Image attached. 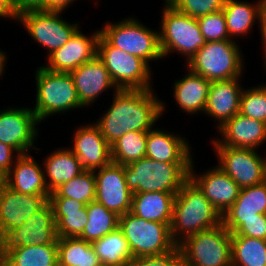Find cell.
<instances>
[{"label": "cell", "mask_w": 266, "mask_h": 266, "mask_svg": "<svg viewBox=\"0 0 266 266\" xmlns=\"http://www.w3.org/2000/svg\"><path fill=\"white\" fill-rule=\"evenodd\" d=\"M86 208L88 222L79 236L80 239L92 243L119 227V216L104 205L93 201Z\"/></svg>", "instance_id": "34"}, {"label": "cell", "mask_w": 266, "mask_h": 266, "mask_svg": "<svg viewBox=\"0 0 266 266\" xmlns=\"http://www.w3.org/2000/svg\"><path fill=\"white\" fill-rule=\"evenodd\" d=\"M193 160L190 166L189 178L203 192L213 207L223 216L236 201L239 186L218 166L205 171L204 174L194 175Z\"/></svg>", "instance_id": "18"}, {"label": "cell", "mask_w": 266, "mask_h": 266, "mask_svg": "<svg viewBox=\"0 0 266 266\" xmlns=\"http://www.w3.org/2000/svg\"><path fill=\"white\" fill-rule=\"evenodd\" d=\"M153 89H118L106 113L95 122L106 141L112 145L132 131H149L165 110Z\"/></svg>", "instance_id": "1"}, {"label": "cell", "mask_w": 266, "mask_h": 266, "mask_svg": "<svg viewBox=\"0 0 266 266\" xmlns=\"http://www.w3.org/2000/svg\"><path fill=\"white\" fill-rule=\"evenodd\" d=\"M177 246L185 266H232L231 233L223 223L188 236Z\"/></svg>", "instance_id": "6"}, {"label": "cell", "mask_w": 266, "mask_h": 266, "mask_svg": "<svg viewBox=\"0 0 266 266\" xmlns=\"http://www.w3.org/2000/svg\"><path fill=\"white\" fill-rule=\"evenodd\" d=\"M218 167L223 170L240 189L258 185L265 181L266 158L255 149L214 146Z\"/></svg>", "instance_id": "12"}, {"label": "cell", "mask_w": 266, "mask_h": 266, "mask_svg": "<svg viewBox=\"0 0 266 266\" xmlns=\"http://www.w3.org/2000/svg\"><path fill=\"white\" fill-rule=\"evenodd\" d=\"M60 16L61 12L27 10L19 14L18 21L37 43L49 50L50 55L80 29L77 23H67Z\"/></svg>", "instance_id": "11"}, {"label": "cell", "mask_w": 266, "mask_h": 266, "mask_svg": "<svg viewBox=\"0 0 266 266\" xmlns=\"http://www.w3.org/2000/svg\"><path fill=\"white\" fill-rule=\"evenodd\" d=\"M12 3L18 14L27 10L44 11V0H12Z\"/></svg>", "instance_id": "44"}, {"label": "cell", "mask_w": 266, "mask_h": 266, "mask_svg": "<svg viewBox=\"0 0 266 266\" xmlns=\"http://www.w3.org/2000/svg\"><path fill=\"white\" fill-rule=\"evenodd\" d=\"M58 238L79 237L88 222L86 205L67 197H49Z\"/></svg>", "instance_id": "25"}, {"label": "cell", "mask_w": 266, "mask_h": 266, "mask_svg": "<svg viewBox=\"0 0 266 266\" xmlns=\"http://www.w3.org/2000/svg\"><path fill=\"white\" fill-rule=\"evenodd\" d=\"M73 135L71 150L84 170L94 171L112 162L111 145L95 124L82 126Z\"/></svg>", "instance_id": "17"}, {"label": "cell", "mask_w": 266, "mask_h": 266, "mask_svg": "<svg viewBox=\"0 0 266 266\" xmlns=\"http://www.w3.org/2000/svg\"><path fill=\"white\" fill-rule=\"evenodd\" d=\"M35 72L37 93L32 110L39 122L49 115L83 107L70 73L54 72L44 67L37 68Z\"/></svg>", "instance_id": "4"}, {"label": "cell", "mask_w": 266, "mask_h": 266, "mask_svg": "<svg viewBox=\"0 0 266 266\" xmlns=\"http://www.w3.org/2000/svg\"><path fill=\"white\" fill-rule=\"evenodd\" d=\"M19 14L16 12L12 0H0V17H8L18 21Z\"/></svg>", "instance_id": "46"}, {"label": "cell", "mask_w": 266, "mask_h": 266, "mask_svg": "<svg viewBox=\"0 0 266 266\" xmlns=\"http://www.w3.org/2000/svg\"><path fill=\"white\" fill-rule=\"evenodd\" d=\"M14 152L19 155L14 148L0 142V172L4 175H6L14 165L13 160H16L13 159L12 154H14Z\"/></svg>", "instance_id": "43"}, {"label": "cell", "mask_w": 266, "mask_h": 266, "mask_svg": "<svg viewBox=\"0 0 266 266\" xmlns=\"http://www.w3.org/2000/svg\"><path fill=\"white\" fill-rule=\"evenodd\" d=\"M251 119L266 123V85L243 89L240 97V112Z\"/></svg>", "instance_id": "38"}, {"label": "cell", "mask_w": 266, "mask_h": 266, "mask_svg": "<svg viewBox=\"0 0 266 266\" xmlns=\"http://www.w3.org/2000/svg\"><path fill=\"white\" fill-rule=\"evenodd\" d=\"M70 75L83 107L93 103L103 91L109 88L114 87V91L118 90L98 56L70 72Z\"/></svg>", "instance_id": "21"}, {"label": "cell", "mask_w": 266, "mask_h": 266, "mask_svg": "<svg viewBox=\"0 0 266 266\" xmlns=\"http://www.w3.org/2000/svg\"><path fill=\"white\" fill-rule=\"evenodd\" d=\"M220 140L214 146L256 149L266 141V123L237 113L218 128Z\"/></svg>", "instance_id": "19"}, {"label": "cell", "mask_w": 266, "mask_h": 266, "mask_svg": "<svg viewBox=\"0 0 266 266\" xmlns=\"http://www.w3.org/2000/svg\"><path fill=\"white\" fill-rule=\"evenodd\" d=\"M223 225L231 234L266 240V215L251 219H222Z\"/></svg>", "instance_id": "39"}, {"label": "cell", "mask_w": 266, "mask_h": 266, "mask_svg": "<svg viewBox=\"0 0 266 266\" xmlns=\"http://www.w3.org/2000/svg\"><path fill=\"white\" fill-rule=\"evenodd\" d=\"M91 244L103 266H126L133 258L128 242L119 227Z\"/></svg>", "instance_id": "30"}, {"label": "cell", "mask_w": 266, "mask_h": 266, "mask_svg": "<svg viewBox=\"0 0 266 266\" xmlns=\"http://www.w3.org/2000/svg\"><path fill=\"white\" fill-rule=\"evenodd\" d=\"M226 0H169L176 10L193 18L221 11Z\"/></svg>", "instance_id": "41"}, {"label": "cell", "mask_w": 266, "mask_h": 266, "mask_svg": "<svg viewBox=\"0 0 266 266\" xmlns=\"http://www.w3.org/2000/svg\"><path fill=\"white\" fill-rule=\"evenodd\" d=\"M222 216L208 201L198 186L188 178L175 196L170 232L178 245L188 236L214 228Z\"/></svg>", "instance_id": "2"}, {"label": "cell", "mask_w": 266, "mask_h": 266, "mask_svg": "<svg viewBox=\"0 0 266 266\" xmlns=\"http://www.w3.org/2000/svg\"><path fill=\"white\" fill-rule=\"evenodd\" d=\"M94 176L96 202L118 216L131 211L133 193L126 183L124 165L111 162L107 166L94 170Z\"/></svg>", "instance_id": "14"}, {"label": "cell", "mask_w": 266, "mask_h": 266, "mask_svg": "<svg viewBox=\"0 0 266 266\" xmlns=\"http://www.w3.org/2000/svg\"><path fill=\"white\" fill-rule=\"evenodd\" d=\"M259 3V26L262 41L266 39V0H258Z\"/></svg>", "instance_id": "47"}, {"label": "cell", "mask_w": 266, "mask_h": 266, "mask_svg": "<svg viewBox=\"0 0 266 266\" xmlns=\"http://www.w3.org/2000/svg\"><path fill=\"white\" fill-rule=\"evenodd\" d=\"M211 81L188 69V74L174 83L173 96L188 114L204 112Z\"/></svg>", "instance_id": "26"}, {"label": "cell", "mask_w": 266, "mask_h": 266, "mask_svg": "<svg viewBox=\"0 0 266 266\" xmlns=\"http://www.w3.org/2000/svg\"><path fill=\"white\" fill-rule=\"evenodd\" d=\"M191 163H165L144 157L124 165L128 188L132 193L167 192L177 194L189 178Z\"/></svg>", "instance_id": "3"}, {"label": "cell", "mask_w": 266, "mask_h": 266, "mask_svg": "<svg viewBox=\"0 0 266 266\" xmlns=\"http://www.w3.org/2000/svg\"><path fill=\"white\" fill-rule=\"evenodd\" d=\"M49 197H67L85 205L95 201L96 180L94 171H83L80 175L72 178L58 187Z\"/></svg>", "instance_id": "37"}, {"label": "cell", "mask_w": 266, "mask_h": 266, "mask_svg": "<svg viewBox=\"0 0 266 266\" xmlns=\"http://www.w3.org/2000/svg\"><path fill=\"white\" fill-rule=\"evenodd\" d=\"M43 165L45 182L50 193L85 171L78 157L69 148L52 152Z\"/></svg>", "instance_id": "28"}, {"label": "cell", "mask_w": 266, "mask_h": 266, "mask_svg": "<svg viewBox=\"0 0 266 266\" xmlns=\"http://www.w3.org/2000/svg\"><path fill=\"white\" fill-rule=\"evenodd\" d=\"M175 196L167 192L134 193L130 212L147 221L171 225Z\"/></svg>", "instance_id": "27"}, {"label": "cell", "mask_w": 266, "mask_h": 266, "mask_svg": "<svg viewBox=\"0 0 266 266\" xmlns=\"http://www.w3.org/2000/svg\"><path fill=\"white\" fill-rule=\"evenodd\" d=\"M5 185H6L5 175L0 172V194Z\"/></svg>", "instance_id": "50"}, {"label": "cell", "mask_w": 266, "mask_h": 266, "mask_svg": "<svg viewBox=\"0 0 266 266\" xmlns=\"http://www.w3.org/2000/svg\"><path fill=\"white\" fill-rule=\"evenodd\" d=\"M57 240L54 211L49 201L20 227L3 230L4 252L6 254L23 246L57 244Z\"/></svg>", "instance_id": "13"}, {"label": "cell", "mask_w": 266, "mask_h": 266, "mask_svg": "<svg viewBox=\"0 0 266 266\" xmlns=\"http://www.w3.org/2000/svg\"><path fill=\"white\" fill-rule=\"evenodd\" d=\"M74 0H44V11L61 12Z\"/></svg>", "instance_id": "45"}, {"label": "cell", "mask_w": 266, "mask_h": 266, "mask_svg": "<svg viewBox=\"0 0 266 266\" xmlns=\"http://www.w3.org/2000/svg\"><path fill=\"white\" fill-rule=\"evenodd\" d=\"M6 63V54L0 50V76L2 75Z\"/></svg>", "instance_id": "49"}, {"label": "cell", "mask_w": 266, "mask_h": 266, "mask_svg": "<svg viewBox=\"0 0 266 266\" xmlns=\"http://www.w3.org/2000/svg\"><path fill=\"white\" fill-rule=\"evenodd\" d=\"M206 42L230 40L223 10L197 18Z\"/></svg>", "instance_id": "40"}, {"label": "cell", "mask_w": 266, "mask_h": 266, "mask_svg": "<svg viewBox=\"0 0 266 266\" xmlns=\"http://www.w3.org/2000/svg\"><path fill=\"white\" fill-rule=\"evenodd\" d=\"M266 215V184L242 188L234 204L222 216V219H251Z\"/></svg>", "instance_id": "29"}, {"label": "cell", "mask_w": 266, "mask_h": 266, "mask_svg": "<svg viewBox=\"0 0 266 266\" xmlns=\"http://www.w3.org/2000/svg\"><path fill=\"white\" fill-rule=\"evenodd\" d=\"M148 131H132L111 145L112 162L127 165L146 156Z\"/></svg>", "instance_id": "36"}, {"label": "cell", "mask_w": 266, "mask_h": 266, "mask_svg": "<svg viewBox=\"0 0 266 266\" xmlns=\"http://www.w3.org/2000/svg\"><path fill=\"white\" fill-rule=\"evenodd\" d=\"M39 120L29 108L0 111V142L14 148L19 155L29 153L33 146ZM31 147V148H30Z\"/></svg>", "instance_id": "15"}, {"label": "cell", "mask_w": 266, "mask_h": 266, "mask_svg": "<svg viewBox=\"0 0 266 266\" xmlns=\"http://www.w3.org/2000/svg\"><path fill=\"white\" fill-rule=\"evenodd\" d=\"M57 260V244L23 246L6 254V266H50Z\"/></svg>", "instance_id": "35"}, {"label": "cell", "mask_w": 266, "mask_h": 266, "mask_svg": "<svg viewBox=\"0 0 266 266\" xmlns=\"http://www.w3.org/2000/svg\"><path fill=\"white\" fill-rule=\"evenodd\" d=\"M230 40L234 36L246 35L256 19L259 20V3L249 4L238 0H226L223 7Z\"/></svg>", "instance_id": "32"}, {"label": "cell", "mask_w": 266, "mask_h": 266, "mask_svg": "<svg viewBox=\"0 0 266 266\" xmlns=\"http://www.w3.org/2000/svg\"><path fill=\"white\" fill-rule=\"evenodd\" d=\"M263 45H264L263 46L264 47L263 49H264V52H265V60L264 61H265V66H266V39L263 40Z\"/></svg>", "instance_id": "51"}, {"label": "cell", "mask_w": 266, "mask_h": 266, "mask_svg": "<svg viewBox=\"0 0 266 266\" xmlns=\"http://www.w3.org/2000/svg\"><path fill=\"white\" fill-rule=\"evenodd\" d=\"M122 230L133 257L161 255L175 249L170 225L147 221L131 212L119 216Z\"/></svg>", "instance_id": "9"}, {"label": "cell", "mask_w": 266, "mask_h": 266, "mask_svg": "<svg viewBox=\"0 0 266 266\" xmlns=\"http://www.w3.org/2000/svg\"><path fill=\"white\" fill-rule=\"evenodd\" d=\"M100 36V30L95 31L90 37L78 30L64 46L47 55L48 65L42 67L54 72L70 73L74 71L97 56Z\"/></svg>", "instance_id": "16"}, {"label": "cell", "mask_w": 266, "mask_h": 266, "mask_svg": "<svg viewBox=\"0 0 266 266\" xmlns=\"http://www.w3.org/2000/svg\"><path fill=\"white\" fill-rule=\"evenodd\" d=\"M189 146L178 134L151 129L146 140V157L165 163H192Z\"/></svg>", "instance_id": "24"}, {"label": "cell", "mask_w": 266, "mask_h": 266, "mask_svg": "<svg viewBox=\"0 0 266 266\" xmlns=\"http://www.w3.org/2000/svg\"><path fill=\"white\" fill-rule=\"evenodd\" d=\"M6 186L13 191L30 195H50L44 170L29 154L16 155L14 166L5 175Z\"/></svg>", "instance_id": "23"}, {"label": "cell", "mask_w": 266, "mask_h": 266, "mask_svg": "<svg viewBox=\"0 0 266 266\" xmlns=\"http://www.w3.org/2000/svg\"><path fill=\"white\" fill-rule=\"evenodd\" d=\"M49 196L22 194L5 185L0 194V228L20 227L49 201Z\"/></svg>", "instance_id": "20"}, {"label": "cell", "mask_w": 266, "mask_h": 266, "mask_svg": "<svg viewBox=\"0 0 266 266\" xmlns=\"http://www.w3.org/2000/svg\"><path fill=\"white\" fill-rule=\"evenodd\" d=\"M126 266H185L178 246L171 251L152 256L133 257Z\"/></svg>", "instance_id": "42"}, {"label": "cell", "mask_w": 266, "mask_h": 266, "mask_svg": "<svg viewBox=\"0 0 266 266\" xmlns=\"http://www.w3.org/2000/svg\"><path fill=\"white\" fill-rule=\"evenodd\" d=\"M239 78L211 81L205 113L218 121V128L240 112L243 91Z\"/></svg>", "instance_id": "22"}, {"label": "cell", "mask_w": 266, "mask_h": 266, "mask_svg": "<svg viewBox=\"0 0 266 266\" xmlns=\"http://www.w3.org/2000/svg\"><path fill=\"white\" fill-rule=\"evenodd\" d=\"M57 257L62 266H103L92 244L79 237L58 238Z\"/></svg>", "instance_id": "31"}, {"label": "cell", "mask_w": 266, "mask_h": 266, "mask_svg": "<svg viewBox=\"0 0 266 266\" xmlns=\"http://www.w3.org/2000/svg\"><path fill=\"white\" fill-rule=\"evenodd\" d=\"M239 49L233 40L206 42L187 62V69L210 81L239 78L244 68Z\"/></svg>", "instance_id": "5"}, {"label": "cell", "mask_w": 266, "mask_h": 266, "mask_svg": "<svg viewBox=\"0 0 266 266\" xmlns=\"http://www.w3.org/2000/svg\"><path fill=\"white\" fill-rule=\"evenodd\" d=\"M162 13L161 32H159V45L162 57L177 51L187 57H191L206 44V40L200 32L197 18H193L176 10L168 2L164 4Z\"/></svg>", "instance_id": "7"}, {"label": "cell", "mask_w": 266, "mask_h": 266, "mask_svg": "<svg viewBox=\"0 0 266 266\" xmlns=\"http://www.w3.org/2000/svg\"><path fill=\"white\" fill-rule=\"evenodd\" d=\"M0 266H6V253L4 252L3 230L0 228Z\"/></svg>", "instance_id": "48"}, {"label": "cell", "mask_w": 266, "mask_h": 266, "mask_svg": "<svg viewBox=\"0 0 266 266\" xmlns=\"http://www.w3.org/2000/svg\"><path fill=\"white\" fill-rule=\"evenodd\" d=\"M100 32L112 46L141 58L148 65L149 61L163 58L159 32L152 31L133 17L118 23H107Z\"/></svg>", "instance_id": "10"}, {"label": "cell", "mask_w": 266, "mask_h": 266, "mask_svg": "<svg viewBox=\"0 0 266 266\" xmlns=\"http://www.w3.org/2000/svg\"><path fill=\"white\" fill-rule=\"evenodd\" d=\"M50 266H62L61 263L57 260L55 263H53Z\"/></svg>", "instance_id": "52"}, {"label": "cell", "mask_w": 266, "mask_h": 266, "mask_svg": "<svg viewBox=\"0 0 266 266\" xmlns=\"http://www.w3.org/2000/svg\"><path fill=\"white\" fill-rule=\"evenodd\" d=\"M97 56L117 89H152L150 66L141 58L112 46L102 35L98 40Z\"/></svg>", "instance_id": "8"}, {"label": "cell", "mask_w": 266, "mask_h": 266, "mask_svg": "<svg viewBox=\"0 0 266 266\" xmlns=\"http://www.w3.org/2000/svg\"><path fill=\"white\" fill-rule=\"evenodd\" d=\"M232 266H266V240L231 234Z\"/></svg>", "instance_id": "33"}]
</instances>
